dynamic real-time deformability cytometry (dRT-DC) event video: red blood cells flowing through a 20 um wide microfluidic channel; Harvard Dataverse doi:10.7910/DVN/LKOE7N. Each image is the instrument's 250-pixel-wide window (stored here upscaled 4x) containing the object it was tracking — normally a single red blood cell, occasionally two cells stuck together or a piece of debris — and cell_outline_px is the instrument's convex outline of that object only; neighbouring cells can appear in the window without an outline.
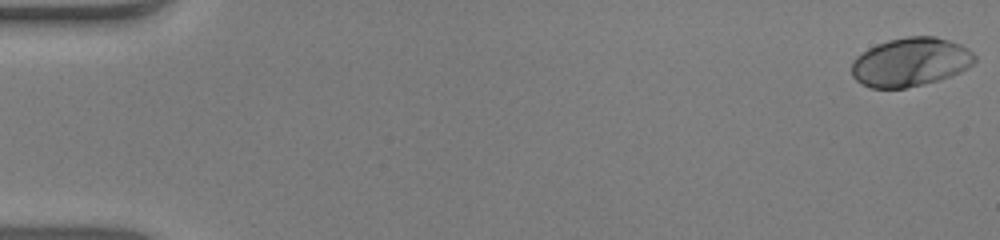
{"species": "human", "species_latin": "Homo sapiens", "temperature_condition": "warm", "stored_images_in_passage": 53, "camera_frame_rate_fps": 3000, "um_per_image_px": 0.085, "donor": {"sex": "male"}, "frame": {"image": 1, "passage_image": 1, "time_ms": 0.0, "image_size_px": [1000, 240], "cell_outline_px": [[976, 60], [972, 64], [960, 72], [940, 80], [904, 88], [872, 88], [856, 80], [852, 76], [852, 60], [856, 56], [868, 48], [876, 44], [888, 40], [908, 36], [936, 36], [960, 44], [968, 48], [976, 56]], "centroid_in_image_um": [77.39, 5.26], "position_along_channel_um": 7.6, "area_um2": 34.97}}
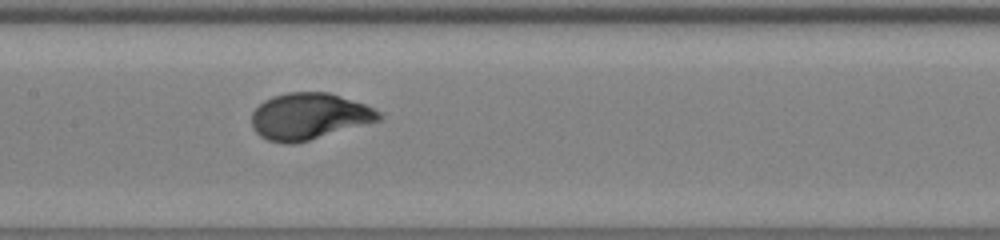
{"frame": {"image": 2, "passage_image": 27, "time_ms": 8.667, "image_size_px": [1000, 240], "cell_outline_px": [[384, 116], [380, 120], [308, 140], [292, 144], [284, 144], [268, 140], [260, 136], [252, 128], [252, 112], [264, 100], [272, 96], [288, 92], [328, 92], [364, 104], [380, 112]], "centroid_in_image_um": [26.24, 9.88], "position_along_channel_um": 181.2, "area_um2": 34.22}}
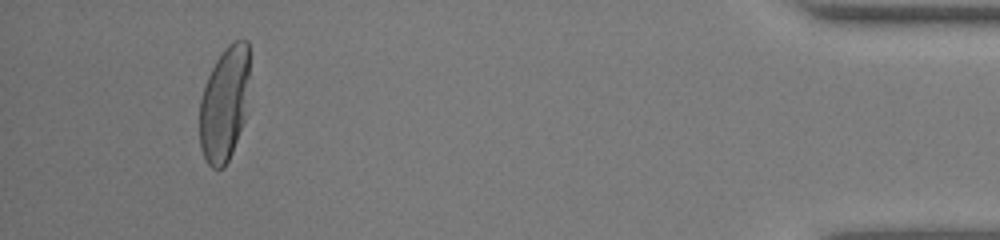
{"frame": {"image": 3, "passage_image": 50, "time_ms": 16.333, "image_size_px": [1000, 240], "cell_outline_px": [[248, 76], [244, 120], [232, 152], [224, 168], [212, 168], [208, 164], [200, 148], [200, 100], [208, 76], [216, 60], [224, 48], [232, 40], [248, 40]], "centroid_in_image_um": [19.06, 8.82], "position_along_channel_um": 416.1, "area_um2": 32.95}, "authors_computed_cell_mechanics": {"area_um2": 33.9286, "velocity_mm_per_s": 3.9279, "shape_relaxation_time_tau1_ms": 2.7424, "shape_relaxation_time_tau2_ms": null, "deformation_change_tau1": 0.2044, "deformation_change_tau2": null}}